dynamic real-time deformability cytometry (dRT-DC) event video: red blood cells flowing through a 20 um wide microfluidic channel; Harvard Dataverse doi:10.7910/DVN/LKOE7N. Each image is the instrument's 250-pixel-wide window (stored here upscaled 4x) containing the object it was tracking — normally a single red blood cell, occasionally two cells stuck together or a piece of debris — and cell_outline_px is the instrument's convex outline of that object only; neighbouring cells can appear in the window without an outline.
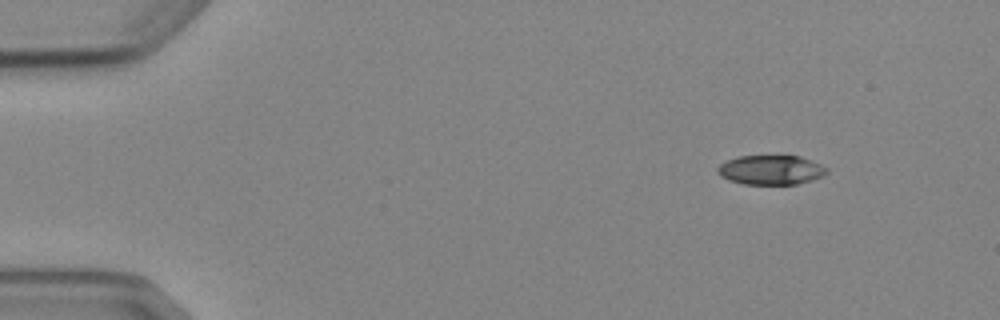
{"species": "Egyptian fruit bat (a non-hibernating species)", "species_latin": "Rousettus aegyptiacus", "temperature_condition": "cold", "stored_images_in_passage": 9, "camera_frame_rate_fps": 3000, "um_per_image_px": 0.085, "animal": {"sex": "female"}, "frame": {"image": 1, "passage_image": 1, "time_ms": 0.0, "image_size_px": [1000, 320], "cell_outline_px": [[828, 172], [824, 176], [812, 180], [796, 184], [744, 184], [728, 180], [720, 176], [716, 172], [716, 168], [720, 164], [736, 156], [800, 156], [820, 164], [828, 168]], "centroid_in_image_um": [65.51, 14.45], "position_along_channel_um": 19.5, "area_um2": 18.84}}
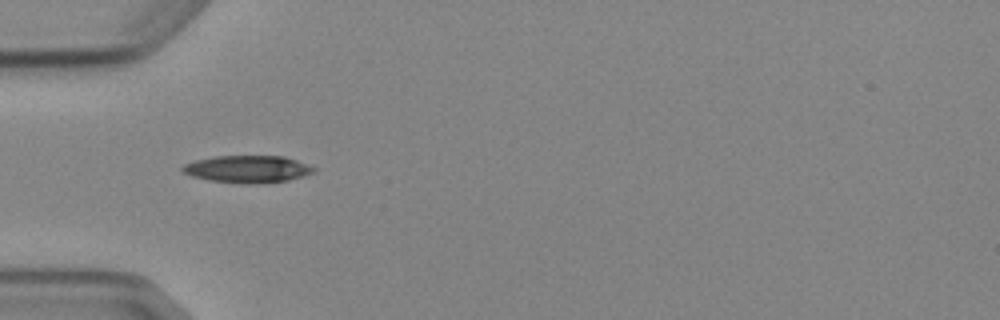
{"frame": {"image": 2, "passage_image": 4, "time_ms": 3.667, "image_size_px": [1000, 320], "cell_outline_px": [[316, 172], [304, 176], [288, 180], [248, 184], [244, 184], [208, 180], [192, 176], [184, 172], [180, 168], [184, 164], [196, 160], [216, 156], [284, 156], [296, 160], [316, 168]], "centroid_in_image_um": [21.05, 14.37], "position_along_channel_um": 63.9, "area_um2": 20.75}}
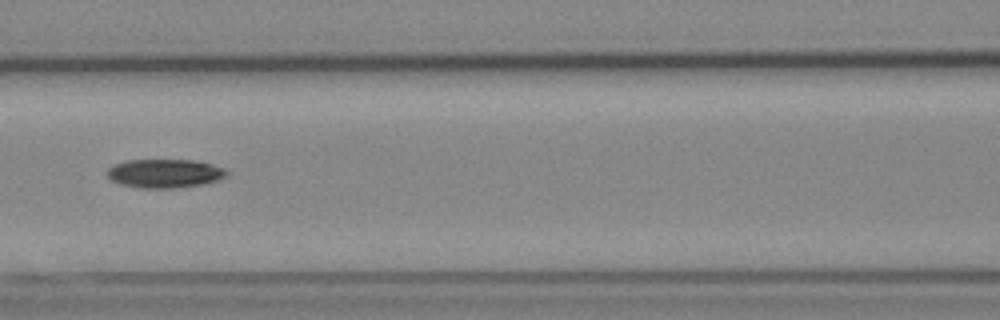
{"frame": {"image": 3, "passage_image": 6, "time_ms": 6.0, "image_size_px": [1000, 320], "cell_outline_px": [[228, 172], [224, 176], [216, 180], [204, 184], [172, 188], [140, 188], [120, 184], [112, 180], [108, 176], [108, 168], [124, 160], [196, 160], [212, 164], [224, 168]], "centroid_in_image_um": [13.99, 14.73], "position_along_channel_um": 152.6, "area_um2": 19.88}}